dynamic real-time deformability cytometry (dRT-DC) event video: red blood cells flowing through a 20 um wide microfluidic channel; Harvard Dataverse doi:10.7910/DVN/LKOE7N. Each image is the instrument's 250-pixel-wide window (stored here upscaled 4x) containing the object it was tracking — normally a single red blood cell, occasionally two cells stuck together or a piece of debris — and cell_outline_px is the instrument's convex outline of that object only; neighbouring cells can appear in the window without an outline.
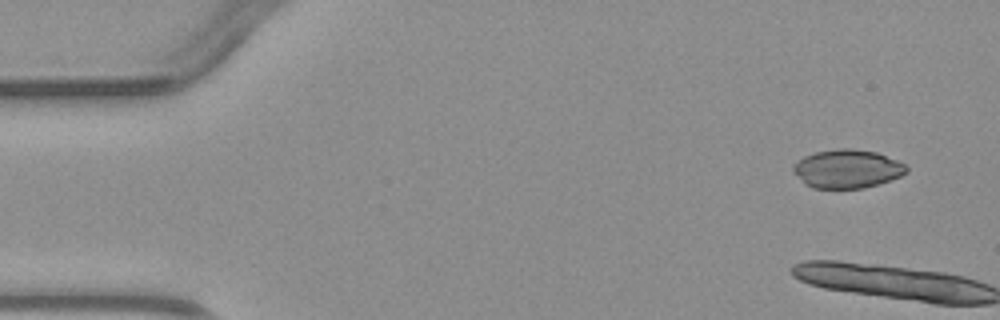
{"species": "common noctule bat (a hibernating species)", "species_latin": "Nyctalus noctula", "temperature_condition": "warm", "stored_images_in_passage": 5, "camera_frame_rate_fps": 3000, "um_per_image_px": 0.085, "animal": {"sex": "male", "body_mass_g": 23.1, "forearm_length_mm": 52.7}, "frame": {"image": 1, "passage_image": 1, "time_ms": 0.0, "image_size_px": [1000, 320], "cell_outline_px": [[908, 172], [900, 176], [864, 188], [812, 188], [804, 184], [792, 172], [792, 168], [804, 156], [816, 152], [840, 148], [852, 148], [876, 152], [896, 160], [904, 164], [908, 168]], "centroid_in_image_um": [71.99, 14.35], "position_along_channel_um": 13.0, "area_um2": 25.26}}
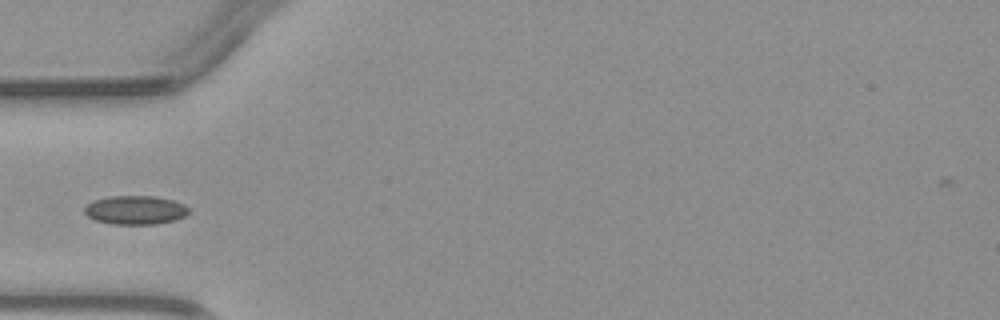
{"frame": {"image": 2, "passage_image": 5, "time_ms": 5.333, "image_size_px": [1000, 320], "cell_outline_px": [[188, 212], [184, 216], [176, 220], [156, 224], [112, 224], [96, 220], [88, 216], [84, 212], [84, 208], [88, 204], [96, 200], [112, 196], [152, 196], [172, 200], [184, 204], [188, 208]], "centroid_in_image_um": [11.52, 17.86], "position_along_channel_um": 73.5, "area_um2": 17.28}}